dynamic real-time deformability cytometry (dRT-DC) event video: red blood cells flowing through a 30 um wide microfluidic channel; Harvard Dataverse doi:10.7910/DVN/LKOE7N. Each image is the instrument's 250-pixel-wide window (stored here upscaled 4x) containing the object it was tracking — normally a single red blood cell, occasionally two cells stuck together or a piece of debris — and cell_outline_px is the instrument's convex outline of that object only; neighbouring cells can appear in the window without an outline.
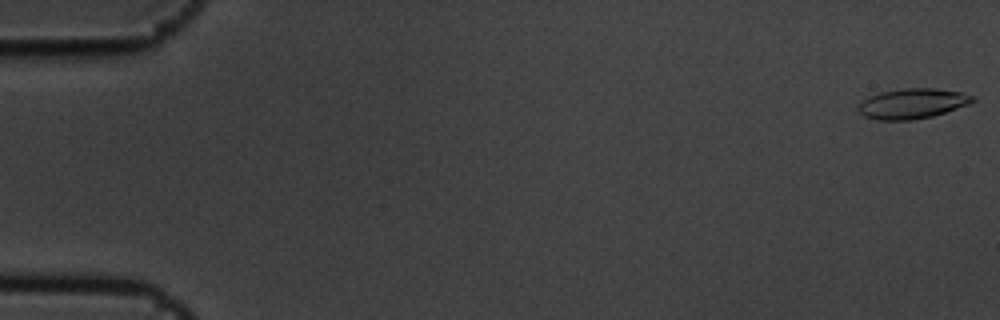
{"species": "common noctule bat (a hibernating species)", "species_latin": "Nyctalus noctula", "temperature_condition": "cold", "stored_images_in_passage": 6, "segment_of_instrument_passage": [2, 2], "camera_frame_rate_fps": 3000, "um_per_image_px": 0.085, "animal": {"sex": "male", "body_mass_g": 19.5, "forearm_length_mm": 54.6}, "frame": {"image": 1, "passage_image": 6, "time_ms": 1.667, "image_size_px": [1000, 320], "cell_outline_px": [[976, 100], [968, 104], [932, 116], [912, 120], [876, 120], [864, 116], [856, 108], [856, 104], [868, 96], [880, 92], [904, 88], [936, 88], [960, 92], [976, 96]], "centroid_in_image_um": [77.5, 8.8], "position_along_channel_um": 7.5, "area_um2": 20.23}}